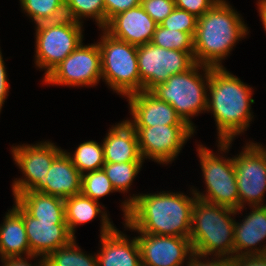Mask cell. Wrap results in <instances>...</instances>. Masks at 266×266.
<instances>
[{
    "label": "cell",
    "mask_w": 266,
    "mask_h": 266,
    "mask_svg": "<svg viewBox=\"0 0 266 266\" xmlns=\"http://www.w3.org/2000/svg\"><path fill=\"white\" fill-rule=\"evenodd\" d=\"M180 192L133 194L121 203L124 228L137 233L189 238L197 198Z\"/></svg>",
    "instance_id": "cell-1"
},
{
    "label": "cell",
    "mask_w": 266,
    "mask_h": 266,
    "mask_svg": "<svg viewBox=\"0 0 266 266\" xmlns=\"http://www.w3.org/2000/svg\"><path fill=\"white\" fill-rule=\"evenodd\" d=\"M252 89L225 67H210L206 112L213 114L218 141H233L247 131L255 103Z\"/></svg>",
    "instance_id": "cell-2"
},
{
    "label": "cell",
    "mask_w": 266,
    "mask_h": 266,
    "mask_svg": "<svg viewBox=\"0 0 266 266\" xmlns=\"http://www.w3.org/2000/svg\"><path fill=\"white\" fill-rule=\"evenodd\" d=\"M227 0L217 3L197 18L194 40L195 63L222 68L233 47L248 35L247 24Z\"/></svg>",
    "instance_id": "cell-3"
},
{
    "label": "cell",
    "mask_w": 266,
    "mask_h": 266,
    "mask_svg": "<svg viewBox=\"0 0 266 266\" xmlns=\"http://www.w3.org/2000/svg\"><path fill=\"white\" fill-rule=\"evenodd\" d=\"M236 211L196 198L189 235L193 253L233 258Z\"/></svg>",
    "instance_id": "cell-4"
},
{
    "label": "cell",
    "mask_w": 266,
    "mask_h": 266,
    "mask_svg": "<svg viewBox=\"0 0 266 266\" xmlns=\"http://www.w3.org/2000/svg\"><path fill=\"white\" fill-rule=\"evenodd\" d=\"M209 80L210 67L195 63L187 71L174 74L156 85L150 92L170 104L182 121L195 131L191 117L207 110Z\"/></svg>",
    "instance_id": "cell-5"
},
{
    "label": "cell",
    "mask_w": 266,
    "mask_h": 266,
    "mask_svg": "<svg viewBox=\"0 0 266 266\" xmlns=\"http://www.w3.org/2000/svg\"><path fill=\"white\" fill-rule=\"evenodd\" d=\"M217 142L218 150L220 151H218L217 155L205 145L198 144V147H196L206 185V191L204 192L206 193L199 192L197 188L193 189L192 187L190 189L201 200L238 210L239 194L233 157H223V152L229 151L233 141Z\"/></svg>",
    "instance_id": "cell-6"
},
{
    "label": "cell",
    "mask_w": 266,
    "mask_h": 266,
    "mask_svg": "<svg viewBox=\"0 0 266 266\" xmlns=\"http://www.w3.org/2000/svg\"><path fill=\"white\" fill-rule=\"evenodd\" d=\"M97 43L103 82L121 96L140 92L137 46L113 38L104 29Z\"/></svg>",
    "instance_id": "cell-7"
},
{
    "label": "cell",
    "mask_w": 266,
    "mask_h": 266,
    "mask_svg": "<svg viewBox=\"0 0 266 266\" xmlns=\"http://www.w3.org/2000/svg\"><path fill=\"white\" fill-rule=\"evenodd\" d=\"M35 65L43 79L83 42V24L65 17L36 24Z\"/></svg>",
    "instance_id": "cell-8"
},
{
    "label": "cell",
    "mask_w": 266,
    "mask_h": 266,
    "mask_svg": "<svg viewBox=\"0 0 266 266\" xmlns=\"http://www.w3.org/2000/svg\"><path fill=\"white\" fill-rule=\"evenodd\" d=\"M233 157L240 213L246 207L263 206L266 193V150L261 143L247 142ZM245 205V206H244Z\"/></svg>",
    "instance_id": "cell-9"
},
{
    "label": "cell",
    "mask_w": 266,
    "mask_h": 266,
    "mask_svg": "<svg viewBox=\"0 0 266 266\" xmlns=\"http://www.w3.org/2000/svg\"><path fill=\"white\" fill-rule=\"evenodd\" d=\"M63 151L64 149L47 140L31 145L12 146L13 161L23 174L21 178L13 180V196L28 190L40 192L46 186L50 166Z\"/></svg>",
    "instance_id": "cell-10"
},
{
    "label": "cell",
    "mask_w": 266,
    "mask_h": 266,
    "mask_svg": "<svg viewBox=\"0 0 266 266\" xmlns=\"http://www.w3.org/2000/svg\"><path fill=\"white\" fill-rule=\"evenodd\" d=\"M140 91H150L170 76L190 69L194 64V52L165 49L146 43L137 46Z\"/></svg>",
    "instance_id": "cell-11"
},
{
    "label": "cell",
    "mask_w": 266,
    "mask_h": 266,
    "mask_svg": "<svg viewBox=\"0 0 266 266\" xmlns=\"http://www.w3.org/2000/svg\"><path fill=\"white\" fill-rule=\"evenodd\" d=\"M102 79L101 53L98 43L84 45L83 42L44 79L49 85L69 87H93Z\"/></svg>",
    "instance_id": "cell-12"
},
{
    "label": "cell",
    "mask_w": 266,
    "mask_h": 266,
    "mask_svg": "<svg viewBox=\"0 0 266 266\" xmlns=\"http://www.w3.org/2000/svg\"><path fill=\"white\" fill-rule=\"evenodd\" d=\"M143 160L171 164L196 132L188 125L134 127Z\"/></svg>",
    "instance_id": "cell-13"
},
{
    "label": "cell",
    "mask_w": 266,
    "mask_h": 266,
    "mask_svg": "<svg viewBox=\"0 0 266 266\" xmlns=\"http://www.w3.org/2000/svg\"><path fill=\"white\" fill-rule=\"evenodd\" d=\"M142 266H184L193 254L189 238L138 233ZM186 260V261H185ZM186 262V263H185Z\"/></svg>",
    "instance_id": "cell-14"
},
{
    "label": "cell",
    "mask_w": 266,
    "mask_h": 266,
    "mask_svg": "<svg viewBox=\"0 0 266 266\" xmlns=\"http://www.w3.org/2000/svg\"><path fill=\"white\" fill-rule=\"evenodd\" d=\"M13 208L24 218L30 251L46 257L50 252L68 245L75 237L66 222H46L31 217L15 200Z\"/></svg>",
    "instance_id": "cell-15"
},
{
    "label": "cell",
    "mask_w": 266,
    "mask_h": 266,
    "mask_svg": "<svg viewBox=\"0 0 266 266\" xmlns=\"http://www.w3.org/2000/svg\"><path fill=\"white\" fill-rule=\"evenodd\" d=\"M133 127L160 125H187L167 102L158 99L150 91H140L127 96Z\"/></svg>",
    "instance_id": "cell-16"
},
{
    "label": "cell",
    "mask_w": 266,
    "mask_h": 266,
    "mask_svg": "<svg viewBox=\"0 0 266 266\" xmlns=\"http://www.w3.org/2000/svg\"><path fill=\"white\" fill-rule=\"evenodd\" d=\"M157 25L138 5L114 16L104 30L113 38L140 46L152 41Z\"/></svg>",
    "instance_id": "cell-17"
},
{
    "label": "cell",
    "mask_w": 266,
    "mask_h": 266,
    "mask_svg": "<svg viewBox=\"0 0 266 266\" xmlns=\"http://www.w3.org/2000/svg\"><path fill=\"white\" fill-rule=\"evenodd\" d=\"M250 213L234 225V257L266 254V205L250 206ZM262 247V248H261Z\"/></svg>",
    "instance_id": "cell-18"
},
{
    "label": "cell",
    "mask_w": 266,
    "mask_h": 266,
    "mask_svg": "<svg viewBox=\"0 0 266 266\" xmlns=\"http://www.w3.org/2000/svg\"><path fill=\"white\" fill-rule=\"evenodd\" d=\"M128 238L117 228L108 234L100 235L101 248L96 254L98 266H142L136 236Z\"/></svg>",
    "instance_id": "cell-19"
},
{
    "label": "cell",
    "mask_w": 266,
    "mask_h": 266,
    "mask_svg": "<svg viewBox=\"0 0 266 266\" xmlns=\"http://www.w3.org/2000/svg\"><path fill=\"white\" fill-rule=\"evenodd\" d=\"M102 145L105 163L144 162L137 133L127 120L112 125Z\"/></svg>",
    "instance_id": "cell-20"
},
{
    "label": "cell",
    "mask_w": 266,
    "mask_h": 266,
    "mask_svg": "<svg viewBox=\"0 0 266 266\" xmlns=\"http://www.w3.org/2000/svg\"><path fill=\"white\" fill-rule=\"evenodd\" d=\"M46 180V186L41 193L63 199L81 193L82 174L65 151L53 161Z\"/></svg>",
    "instance_id": "cell-21"
},
{
    "label": "cell",
    "mask_w": 266,
    "mask_h": 266,
    "mask_svg": "<svg viewBox=\"0 0 266 266\" xmlns=\"http://www.w3.org/2000/svg\"><path fill=\"white\" fill-rule=\"evenodd\" d=\"M65 205V221L67 223L69 232L75 236V228L79 225H83L95 219L98 215H101V229L100 235H105L113 231L116 227L110 221L107 211L103 205L98 201L83 195L82 193L76 194L72 197L64 199ZM102 208V209H101Z\"/></svg>",
    "instance_id": "cell-22"
},
{
    "label": "cell",
    "mask_w": 266,
    "mask_h": 266,
    "mask_svg": "<svg viewBox=\"0 0 266 266\" xmlns=\"http://www.w3.org/2000/svg\"><path fill=\"white\" fill-rule=\"evenodd\" d=\"M0 224V258L29 257L30 251L24 218L12 207ZM25 254V255H24Z\"/></svg>",
    "instance_id": "cell-23"
},
{
    "label": "cell",
    "mask_w": 266,
    "mask_h": 266,
    "mask_svg": "<svg viewBox=\"0 0 266 266\" xmlns=\"http://www.w3.org/2000/svg\"><path fill=\"white\" fill-rule=\"evenodd\" d=\"M14 200L33 218L46 222H66L64 199L28 190Z\"/></svg>",
    "instance_id": "cell-24"
},
{
    "label": "cell",
    "mask_w": 266,
    "mask_h": 266,
    "mask_svg": "<svg viewBox=\"0 0 266 266\" xmlns=\"http://www.w3.org/2000/svg\"><path fill=\"white\" fill-rule=\"evenodd\" d=\"M22 11L34 21H58L66 17L65 0H19Z\"/></svg>",
    "instance_id": "cell-25"
},
{
    "label": "cell",
    "mask_w": 266,
    "mask_h": 266,
    "mask_svg": "<svg viewBox=\"0 0 266 266\" xmlns=\"http://www.w3.org/2000/svg\"><path fill=\"white\" fill-rule=\"evenodd\" d=\"M64 151L82 175L87 172L102 169L105 164L103 145L94 140L80 143L73 154L66 150Z\"/></svg>",
    "instance_id": "cell-26"
},
{
    "label": "cell",
    "mask_w": 266,
    "mask_h": 266,
    "mask_svg": "<svg viewBox=\"0 0 266 266\" xmlns=\"http://www.w3.org/2000/svg\"><path fill=\"white\" fill-rule=\"evenodd\" d=\"M47 266H98L97 255L87 254L74 238L68 245L50 252L45 257Z\"/></svg>",
    "instance_id": "cell-27"
},
{
    "label": "cell",
    "mask_w": 266,
    "mask_h": 266,
    "mask_svg": "<svg viewBox=\"0 0 266 266\" xmlns=\"http://www.w3.org/2000/svg\"><path fill=\"white\" fill-rule=\"evenodd\" d=\"M65 14L80 24L83 19L91 18L101 30L105 28L104 0H65Z\"/></svg>",
    "instance_id": "cell-28"
},
{
    "label": "cell",
    "mask_w": 266,
    "mask_h": 266,
    "mask_svg": "<svg viewBox=\"0 0 266 266\" xmlns=\"http://www.w3.org/2000/svg\"><path fill=\"white\" fill-rule=\"evenodd\" d=\"M143 162L105 163L103 170L116 192L128 193L135 177L141 171Z\"/></svg>",
    "instance_id": "cell-29"
},
{
    "label": "cell",
    "mask_w": 266,
    "mask_h": 266,
    "mask_svg": "<svg viewBox=\"0 0 266 266\" xmlns=\"http://www.w3.org/2000/svg\"><path fill=\"white\" fill-rule=\"evenodd\" d=\"M151 43L165 49L194 52V40L189 33L167 29L160 24L156 27Z\"/></svg>",
    "instance_id": "cell-30"
},
{
    "label": "cell",
    "mask_w": 266,
    "mask_h": 266,
    "mask_svg": "<svg viewBox=\"0 0 266 266\" xmlns=\"http://www.w3.org/2000/svg\"><path fill=\"white\" fill-rule=\"evenodd\" d=\"M113 192L116 190L103 168L82 175L81 193L92 200L99 201L101 197Z\"/></svg>",
    "instance_id": "cell-31"
},
{
    "label": "cell",
    "mask_w": 266,
    "mask_h": 266,
    "mask_svg": "<svg viewBox=\"0 0 266 266\" xmlns=\"http://www.w3.org/2000/svg\"><path fill=\"white\" fill-rule=\"evenodd\" d=\"M160 25L167 29L189 33L194 38L197 27V17L185 10L175 7Z\"/></svg>",
    "instance_id": "cell-32"
},
{
    "label": "cell",
    "mask_w": 266,
    "mask_h": 266,
    "mask_svg": "<svg viewBox=\"0 0 266 266\" xmlns=\"http://www.w3.org/2000/svg\"><path fill=\"white\" fill-rule=\"evenodd\" d=\"M144 11L159 25L174 9V0H141Z\"/></svg>",
    "instance_id": "cell-33"
},
{
    "label": "cell",
    "mask_w": 266,
    "mask_h": 266,
    "mask_svg": "<svg viewBox=\"0 0 266 266\" xmlns=\"http://www.w3.org/2000/svg\"><path fill=\"white\" fill-rule=\"evenodd\" d=\"M175 7L199 18L209 11L218 0H174Z\"/></svg>",
    "instance_id": "cell-34"
},
{
    "label": "cell",
    "mask_w": 266,
    "mask_h": 266,
    "mask_svg": "<svg viewBox=\"0 0 266 266\" xmlns=\"http://www.w3.org/2000/svg\"><path fill=\"white\" fill-rule=\"evenodd\" d=\"M141 5V0H104L105 27L117 14Z\"/></svg>",
    "instance_id": "cell-35"
},
{
    "label": "cell",
    "mask_w": 266,
    "mask_h": 266,
    "mask_svg": "<svg viewBox=\"0 0 266 266\" xmlns=\"http://www.w3.org/2000/svg\"><path fill=\"white\" fill-rule=\"evenodd\" d=\"M209 259V255L207 257L206 255L193 253L186 266H233L232 257L212 255V260Z\"/></svg>",
    "instance_id": "cell-36"
},
{
    "label": "cell",
    "mask_w": 266,
    "mask_h": 266,
    "mask_svg": "<svg viewBox=\"0 0 266 266\" xmlns=\"http://www.w3.org/2000/svg\"><path fill=\"white\" fill-rule=\"evenodd\" d=\"M232 263L233 266H266V254L235 256Z\"/></svg>",
    "instance_id": "cell-37"
},
{
    "label": "cell",
    "mask_w": 266,
    "mask_h": 266,
    "mask_svg": "<svg viewBox=\"0 0 266 266\" xmlns=\"http://www.w3.org/2000/svg\"><path fill=\"white\" fill-rule=\"evenodd\" d=\"M5 62L2 57V52L0 49V113L4 105L5 100L7 99L8 92L10 89V84L8 82V75L5 68Z\"/></svg>",
    "instance_id": "cell-38"
},
{
    "label": "cell",
    "mask_w": 266,
    "mask_h": 266,
    "mask_svg": "<svg viewBox=\"0 0 266 266\" xmlns=\"http://www.w3.org/2000/svg\"><path fill=\"white\" fill-rule=\"evenodd\" d=\"M38 260V262L36 261V263L34 264H30L28 262V260H33L35 261V259ZM41 257V258H40ZM38 263V264H37ZM47 266L45 257L42 256H38V255H32L29 257H17V258H7L4 259V266Z\"/></svg>",
    "instance_id": "cell-39"
},
{
    "label": "cell",
    "mask_w": 266,
    "mask_h": 266,
    "mask_svg": "<svg viewBox=\"0 0 266 266\" xmlns=\"http://www.w3.org/2000/svg\"><path fill=\"white\" fill-rule=\"evenodd\" d=\"M257 6H258L259 16L263 24V28L266 31V0H258Z\"/></svg>",
    "instance_id": "cell-40"
}]
</instances>
